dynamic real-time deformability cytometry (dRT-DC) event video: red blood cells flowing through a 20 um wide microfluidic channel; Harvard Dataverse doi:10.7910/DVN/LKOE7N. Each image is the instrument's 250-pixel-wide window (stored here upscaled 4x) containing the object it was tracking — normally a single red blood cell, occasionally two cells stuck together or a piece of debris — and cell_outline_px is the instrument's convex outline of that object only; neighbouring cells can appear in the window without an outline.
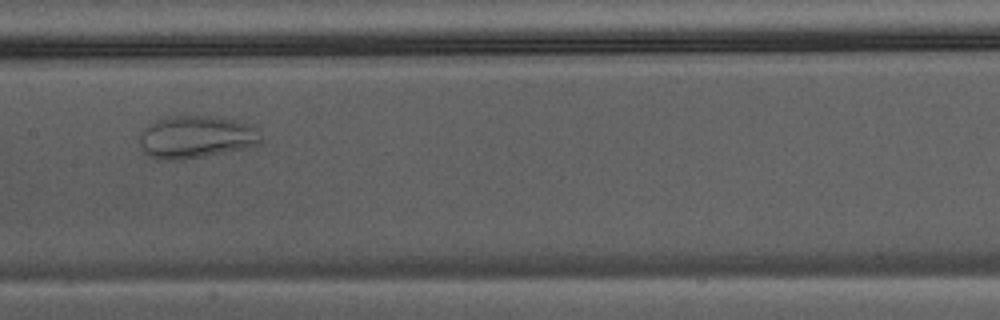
{"species": "Egyptian fruit bat (a non-hibernating species)", "species_latin": "Rousettus aegyptiacus", "temperature_condition": "warm", "stored_images_in_passage": 32, "camera_frame_rate_fps": 3000, "um_per_image_px": 0.085, "animal": {"sex": "male"}, "frame": {"image": 1, "passage_image": 10, "time_ms": 3.0, "image_size_px": [1000, 320], "cell_outline_px": [[264, 140], [260, 144], [252, 148], [180, 160], [156, 160], [148, 156], [140, 148], [140, 132], [148, 124], [156, 120], [168, 116], [204, 116], [236, 120], [260, 128]], "centroid_in_image_um": [16.71, 11.66], "position_along_channel_um": 190.7, "area_um2": 30.81}}
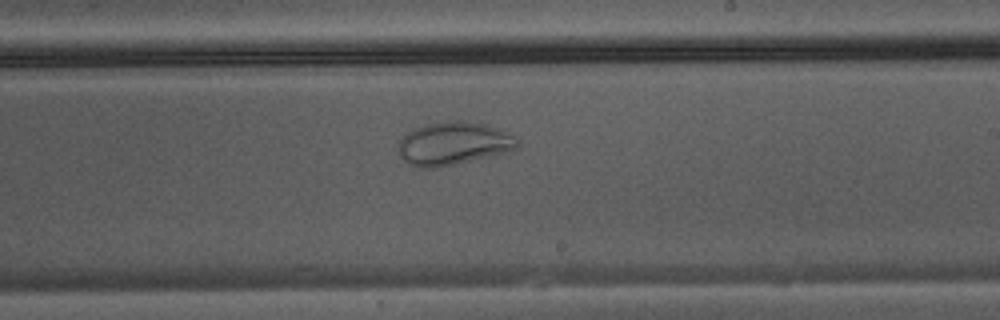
{"frame": {"image": 2, "passage_image": 14, "time_ms": 4.333, "image_size_px": [1000, 320], "cell_outline_px": [[520, 148], [504, 152], [436, 168], [416, 168], [408, 164], [400, 156], [400, 140], [404, 132], [424, 124], [448, 120], [464, 120], [488, 124], [512, 136], [520, 144]], "centroid_in_image_um": [38.49, 12.18], "position_along_channel_um": 250.5, "area_um2": 29.82}}
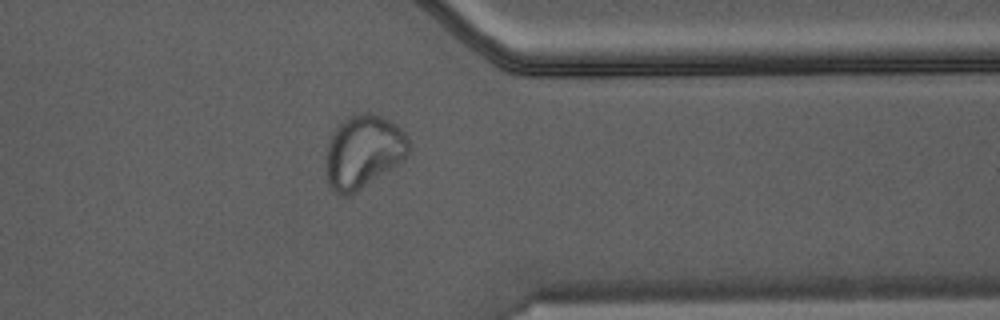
{"frame": {"image": 3, "passage_image": 23, "time_ms": 7.333, "image_size_px": [1000, 320], "cell_outline_px": [[412, 152], [400, 164], [348, 196], [344, 196], [336, 192], [328, 184], [328, 144], [332, 132], [348, 116], [360, 112], [372, 112], [392, 120], [404, 132], [408, 140]], "centroid_in_image_um": [30.96, 12.85], "position_along_channel_um": 380.4, "area_um2": 35.32}}